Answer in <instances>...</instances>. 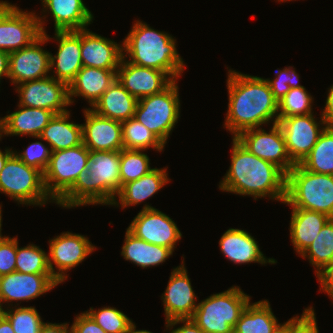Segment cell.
<instances>
[{"instance_id": "9c48e42d", "label": "cell", "mask_w": 333, "mask_h": 333, "mask_svg": "<svg viewBox=\"0 0 333 333\" xmlns=\"http://www.w3.org/2000/svg\"><path fill=\"white\" fill-rule=\"evenodd\" d=\"M46 16L25 12L7 1H0V50L11 53L29 46L41 34ZM43 21V22H42Z\"/></svg>"}, {"instance_id": "83f0119b", "label": "cell", "mask_w": 333, "mask_h": 333, "mask_svg": "<svg viewBox=\"0 0 333 333\" xmlns=\"http://www.w3.org/2000/svg\"><path fill=\"white\" fill-rule=\"evenodd\" d=\"M166 170V168H153L141 178L127 182L117 195L119 202L115 200L112 205L118 207V204H120L122 208H126L131 205H138L152 197L169 182Z\"/></svg>"}, {"instance_id": "8d00e7d4", "label": "cell", "mask_w": 333, "mask_h": 333, "mask_svg": "<svg viewBox=\"0 0 333 333\" xmlns=\"http://www.w3.org/2000/svg\"><path fill=\"white\" fill-rule=\"evenodd\" d=\"M149 157L143 153V150L120 151V179L121 188L127 182L137 180L151 171Z\"/></svg>"}, {"instance_id": "7a4b0ae2", "label": "cell", "mask_w": 333, "mask_h": 333, "mask_svg": "<svg viewBox=\"0 0 333 333\" xmlns=\"http://www.w3.org/2000/svg\"><path fill=\"white\" fill-rule=\"evenodd\" d=\"M231 165L220 181L225 192L253 196L256 200L270 197L282 203L286 197V174L275 164L250 153L232 138Z\"/></svg>"}, {"instance_id": "d6986e66", "label": "cell", "mask_w": 333, "mask_h": 333, "mask_svg": "<svg viewBox=\"0 0 333 333\" xmlns=\"http://www.w3.org/2000/svg\"><path fill=\"white\" fill-rule=\"evenodd\" d=\"M60 284L52 274H24L11 272L0 276V311L3 302L29 301Z\"/></svg>"}, {"instance_id": "6da1fadb", "label": "cell", "mask_w": 333, "mask_h": 333, "mask_svg": "<svg viewBox=\"0 0 333 333\" xmlns=\"http://www.w3.org/2000/svg\"><path fill=\"white\" fill-rule=\"evenodd\" d=\"M229 95L225 128L233 138L241 132L278 122V101L266 79L228 70ZM275 117V119H274ZM274 119V120H273Z\"/></svg>"}, {"instance_id": "7c38bea8", "label": "cell", "mask_w": 333, "mask_h": 333, "mask_svg": "<svg viewBox=\"0 0 333 333\" xmlns=\"http://www.w3.org/2000/svg\"><path fill=\"white\" fill-rule=\"evenodd\" d=\"M320 119V123L317 122L313 113L278 118L277 123L284 135L288 154L295 165L300 164L309 155L327 127L322 116Z\"/></svg>"}, {"instance_id": "603a6c76", "label": "cell", "mask_w": 333, "mask_h": 333, "mask_svg": "<svg viewBox=\"0 0 333 333\" xmlns=\"http://www.w3.org/2000/svg\"><path fill=\"white\" fill-rule=\"evenodd\" d=\"M222 254L235 264L256 262L275 264L273 258H267L260 251L257 241L242 229L229 228L219 240Z\"/></svg>"}, {"instance_id": "e575fe53", "label": "cell", "mask_w": 333, "mask_h": 333, "mask_svg": "<svg viewBox=\"0 0 333 333\" xmlns=\"http://www.w3.org/2000/svg\"><path fill=\"white\" fill-rule=\"evenodd\" d=\"M121 127L124 149L145 151L151 147L163 151L165 145L135 117L122 121Z\"/></svg>"}, {"instance_id": "277c9868", "label": "cell", "mask_w": 333, "mask_h": 333, "mask_svg": "<svg viewBox=\"0 0 333 333\" xmlns=\"http://www.w3.org/2000/svg\"><path fill=\"white\" fill-rule=\"evenodd\" d=\"M175 39L136 20L123 43V56L130 63L166 72L177 80L184 71V61L178 54ZM126 52V53H125Z\"/></svg>"}, {"instance_id": "3957f363", "label": "cell", "mask_w": 333, "mask_h": 333, "mask_svg": "<svg viewBox=\"0 0 333 333\" xmlns=\"http://www.w3.org/2000/svg\"><path fill=\"white\" fill-rule=\"evenodd\" d=\"M120 151L89 150L87 169L56 202L66 208L90 204L112 205L121 191Z\"/></svg>"}, {"instance_id": "7402d4cb", "label": "cell", "mask_w": 333, "mask_h": 333, "mask_svg": "<svg viewBox=\"0 0 333 333\" xmlns=\"http://www.w3.org/2000/svg\"><path fill=\"white\" fill-rule=\"evenodd\" d=\"M81 58L85 67L117 70L123 58V44L81 29Z\"/></svg>"}, {"instance_id": "9a60e30c", "label": "cell", "mask_w": 333, "mask_h": 333, "mask_svg": "<svg viewBox=\"0 0 333 333\" xmlns=\"http://www.w3.org/2000/svg\"><path fill=\"white\" fill-rule=\"evenodd\" d=\"M135 237L151 244L165 246L174 252L182 234L176 223L165 213L150 205H144L127 228Z\"/></svg>"}, {"instance_id": "44dd1931", "label": "cell", "mask_w": 333, "mask_h": 333, "mask_svg": "<svg viewBox=\"0 0 333 333\" xmlns=\"http://www.w3.org/2000/svg\"><path fill=\"white\" fill-rule=\"evenodd\" d=\"M55 40L59 43L56 55L50 56L51 75L58 81L69 84L83 67L81 58V29L78 31H55Z\"/></svg>"}, {"instance_id": "7dc6e473", "label": "cell", "mask_w": 333, "mask_h": 333, "mask_svg": "<svg viewBox=\"0 0 333 333\" xmlns=\"http://www.w3.org/2000/svg\"><path fill=\"white\" fill-rule=\"evenodd\" d=\"M321 288L323 292L333 299V262L318 276Z\"/></svg>"}, {"instance_id": "f546056e", "label": "cell", "mask_w": 333, "mask_h": 333, "mask_svg": "<svg viewBox=\"0 0 333 333\" xmlns=\"http://www.w3.org/2000/svg\"><path fill=\"white\" fill-rule=\"evenodd\" d=\"M19 110L5 117V135H29L38 137L55 115L42 108H30L18 105Z\"/></svg>"}, {"instance_id": "74e56055", "label": "cell", "mask_w": 333, "mask_h": 333, "mask_svg": "<svg viewBox=\"0 0 333 333\" xmlns=\"http://www.w3.org/2000/svg\"><path fill=\"white\" fill-rule=\"evenodd\" d=\"M312 103L313 98L305 87L290 88L278 101V118L311 114Z\"/></svg>"}, {"instance_id": "f907efd6", "label": "cell", "mask_w": 333, "mask_h": 333, "mask_svg": "<svg viewBox=\"0 0 333 333\" xmlns=\"http://www.w3.org/2000/svg\"><path fill=\"white\" fill-rule=\"evenodd\" d=\"M3 76L9 77V53L0 50V80Z\"/></svg>"}, {"instance_id": "4dcf8cb0", "label": "cell", "mask_w": 333, "mask_h": 333, "mask_svg": "<svg viewBox=\"0 0 333 333\" xmlns=\"http://www.w3.org/2000/svg\"><path fill=\"white\" fill-rule=\"evenodd\" d=\"M282 324L272 313L269 301L250 303L241 313L233 333H279Z\"/></svg>"}, {"instance_id": "ab89813d", "label": "cell", "mask_w": 333, "mask_h": 333, "mask_svg": "<svg viewBox=\"0 0 333 333\" xmlns=\"http://www.w3.org/2000/svg\"><path fill=\"white\" fill-rule=\"evenodd\" d=\"M86 312L106 333H125L132 322L127 315L114 307H102L98 310L91 307Z\"/></svg>"}, {"instance_id": "f35d334b", "label": "cell", "mask_w": 333, "mask_h": 333, "mask_svg": "<svg viewBox=\"0 0 333 333\" xmlns=\"http://www.w3.org/2000/svg\"><path fill=\"white\" fill-rule=\"evenodd\" d=\"M7 310L0 312L10 321L15 333H39L45 323L35 307H7Z\"/></svg>"}, {"instance_id": "836d02e7", "label": "cell", "mask_w": 333, "mask_h": 333, "mask_svg": "<svg viewBox=\"0 0 333 333\" xmlns=\"http://www.w3.org/2000/svg\"><path fill=\"white\" fill-rule=\"evenodd\" d=\"M300 165L307 171L333 175V128L324 129L317 143Z\"/></svg>"}, {"instance_id": "30bf717a", "label": "cell", "mask_w": 333, "mask_h": 333, "mask_svg": "<svg viewBox=\"0 0 333 333\" xmlns=\"http://www.w3.org/2000/svg\"><path fill=\"white\" fill-rule=\"evenodd\" d=\"M89 149L82 143L77 147L53 151L43 173L47 194L55 203L74 185L79 174L87 169Z\"/></svg>"}, {"instance_id": "52a82bcc", "label": "cell", "mask_w": 333, "mask_h": 333, "mask_svg": "<svg viewBox=\"0 0 333 333\" xmlns=\"http://www.w3.org/2000/svg\"><path fill=\"white\" fill-rule=\"evenodd\" d=\"M0 192L23 205L43 206L48 200L55 202L45 190L43 173L25 164L14 153L0 171Z\"/></svg>"}, {"instance_id": "f6af8a7d", "label": "cell", "mask_w": 333, "mask_h": 333, "mask_svg": "<svg viewBox=\"0 0 333 333\" xmlns=\"http://www.w3.org/2000/svg\"><path fill=\"white\" fill-rule=\"evenodd\" d=\"M71 328L72 333H106L87 312L76 315Z\"/></svg>"}, {"instance_id": "ac0fdd59", "label": "cell", "mask_w": 333, "mask_h": 333, "mask_svg": "<svg viewBox=\"0 0 333 333\" xmlns=\"http://www.w3.org/2000/svg\"><path fill=\"white\" fill-rule=\"evenodd\" d=\"M173 269L165 292L162 294L165 322L175 319H191L197 308L195 295L187 275L184 260Z\"/></svg>"}, {"instance_id": "2e32d148", "label": "cell", "mask_w": 333, "mask_h": 333, "mask_svg": "<svg viewBox=\"0 0 333 333\" xmlns=\"http://www.w3.org/2000/svg\"><path fill=\"white\" fill-rule=\"evenodd\" d=\"M49 39L51 40L46 33L41 34L29 46L9 53L8 78L15 86L49 76L51 53L41 48Z\"/></svg>"}, {"instance_id": "d4e9b609", "label": "cell", "mask_w": 333, "mask_h": 333, "mask_svg": "<svg viewBox=\"0 0 333 333\" xmlns=\"http://www.w3.org/2000/svg\"><path fill=\"white\" fill-rule=\"evenodd\" d=\"M43 12L50 10L55 31H78L93 22V14L83 0H41ZM45 10V11H44Z\"/></svg>"}, {"instance_id": "b9f144b4", "label": "cell", "mask_w": 333, "mask_h": 333, "mask_svg": "<svg viewBox=\"0 0 333 333\" xmlns=\"http://www.w3.org/2000/svg\"><path fill=\"white\" fill-rule=\"evenodd\" d=\"M276 78L273 80L266 79L273 93V97L279 101L283 98L290 88L304 87L299 82V75L295 72L292 67L277 70Z\"/></svg>"}, {"instance_id": "d6a6232c", "label": "cell", "mask_w": 333, "mask_h": 333, "mask_svg": "<svg viewBox=\"0 0 333 333\" xmlns=\"http://www.w3.org/2000/svg\"><path fill=\"white\" fill-rule=\"evenodd\" d=\"M301 257L317 268V277L333 262V218L322 227L315 240L302 252Z\"/></svg>"}, {"instance_id": "f1b7e54d", "label": "cell", "mask_w": 333, "mask_h": 333, "mask_svg": "<svg viewBox=\"0 0 333 333\" xmlns=\"http://www.w3.org/2000/svg\"><path fill=\"white\" fill-rule=\"evenodd\" d=\"M70 111L55 114L38 138L46 141L51 151L74 148L82 144V125L69 121Z\"/></svg>"}, {"instance_id": "ba28073f", "label": "cell", "mask_w": 333, "mask_h": 333, "mask_svg": "<svg viewBox=\"0 0 333 333\" xmlns=\"http://www.w3.org/2000/svg\"><path fill=\"white\" fill-rule=\"evenodd\" d=\"M177 80L162 92L138 100L134 117L165 145L180 117Z\"/></svg>"}, {"instance_id": "ffe728a7", "label": "cell", "mask_w": 333, "mask_h": 333, "mask_svg": "<svg viewBox=\"0 0 333 333\" xmlns=\"http://www.w3.org/2000/svg\"><path fill=\"white\" fill-rule=\"evenodd\" d=\"M82 142L92 151H121L123 146L121 122L99 116L90 108L84 109Z\"/></svg>"}, {"instance_id": "8fae6325", "label": "cell", "mask_w": 333, "mask_h": 333, "mask_svg": "<svg viewBox=\"0 0 333 333\" xmlns=\"http://www.w3.org/2000/svg\"><path fill=\"white\" fill-rule=\"evenodd\" d=\"M235 139L250 153L271 162L287 174L295 164L288 154L284 135L278 123L267 133L261 127L241 132Z\"/></svg>"}, {"instance_id": "bcb514c9", "label": "cell", "mask_w": 333, "mask_h": 333, "mask_svg": "<svg viewBox=\"0 0 333 333\" xmlns=\"http://www.w3.org/2000/svg\"><path fill=\"white\" fill-rule=\"evenodd\" d=\"M184 323L183 326L178 327L176 329H172L173 326ZM166 327L171 330L169 333H205L200 327H198L192 319H175L169 322H165Z\"/></svg>"}, {"instance_id": "484cf974", "label": "cell", "mask_w": 333, "mask_h": 333, "mask_svg": "<svg viewBox=\"0 0 333 333\" xmlns=\"http://www.w3.org/2000/svg\"><path fill=\"white\" fill-rule=\"evenodd\" d=\"M137 103L138 100L116 80L90 109L99 116L122 122L134 117Z\"/></svg>"}, {"instance_id": "c3c4849f", "label": "cell", "mask_w": 333, "mask_h": 333, "mask_svg": "<svg viewBox=\"0 0 333 333\" xmlns=\"http://www.w3.org/2000/svg\"><path fill=\"white\" fill-rule=\"evenodd\" d=\"M322 118L328 128H333V85L330 86Z\"/></svg>"}, {"instance_id": "11a10c76", "label": "cell", "mask_w": 333, "mask_h": 333, "mask_svg": "<svg viewBox=\"0 0 333 333\" xmlns=\"http://www.w3.org/2000/svg\"><path fill=\"white\" fill-rule=\"evenodd\" d=\"M3 134L5 135V117L0 118V139Z\"/></svg>"}, {"instance_id": "8992f818", "label": "cell", "mask_w": 333, "mask_h": 333, "mask_svg": "<svg viewBox=\"0 0 333 333\" xmlns=\"http://www.w3.org/2000/svg\"><path fill=\"white\" fill-rule=\"evenodd\" d=\"M249 302L250 296L239 286H232L199 302L191 319L205 333H233Z\"/></svg>"}, {"instance_id": "db71d44e", "label": "cell", "mask_w": 333, "mask_h": 333, "mask_svg": "<svg viewBox=\"0 0 333 333\" xmlns=\"http://www.w3.org/2000/svg\"><path fill=\"white\" fill-rule=\"evenodd\" d=\"M125 333H153V332L147 330H136V325L134 324V322H131Z\"/></svg>"}, {"instance_id": "7bdbcfd3", "label": "cell", "mask_w": 333, "mask_h": 333, "mask_svg": "<svg viewBox=\"0 0 333 333\" xmlns=\"http://www.w3.org/2000/svg\"><path fill=\"white\" fill-rule=\"evenodd\" d=\"M314 308H305L302 315H296L292 317L284 324H282L281 330L284 333H319L314 313Z\"/></svg>"}, {"instance_id": "d590c367", "label": "cell", "mask_w": 333, "mask_h": 333, "mask_svg": "<svg viewBox=\"0 0 333 333\" xmlns=\"http://www.w3.org/2000/svg\"><path fill=\"white\" fill-rule=\"evenodd\" d=\"M16 271L24 274H51L48 254L39 246L19 247L17 239Z\"/></svg>"}, {"instance_id": "816d5d0a", "label": "cell", "mask_w": 333, "mask_h": 333, "mask_svg": "<svg viewBox=\"0 0 333 333\" xmlns=\"http://www.w3.org/2000/svg\"><path fill=\"white\" fill-rule=\"evenodd\" d=\"M0 333H15L10 321L0 312Z\"/></svg>"}, {"instance_id": "4316f807", "label": "cell", "mask_w": 333, "mask_h": 333, "mask_svg": "<svg viewBox=\"0 0 333 333\" xmlns=\"http://www.w3.org/2000/svg\"><path fill=\"white\" fill-rule=\"evenodd\" d=\"M330 217L324 213L292 208L290 238L298 254L315 240L316 236Z\"/></svg>"}, {"instance_id": "681fc988", "label": "cell", "mask_w": 333, "mask_h": 333, "mask_svg": "<svg viewBox=\"0 0 333 333\" xmlns=\"http://www.w3.org/2000/svg\"><path fill=\"white\" fill-rule=\"evenodd\" d=\"M39 333H72V328L67 323H44Z\"/></svg>"}, {"instance_id": "4fadbf2b", "label": "cell", "mask_w": 333, "mask_h": 333, "mask_svg": "<svg viewBox=\"0 0 333 333\" xmlns=\"http://www.w3.org/2000/svg\"><path fill=\"white\" fill-rule=\"evenodd\" d=\"M95 246L88 237L71 232H63L49 241L48 265L52 276L62 283L68 270L78 266L89 256ZM55 265L57 271H55ZM65 272V273H64Z\"/></svg>"}, {"instance_id": "cb8c5ba5", "label": "cell", "mask_w": 333, "mask_h": 333, "mask_svg": "<svg viewBox=\"0 0 333 333\" xmlns=\"http://www.w3.org/2000/svg\"><path fill=\"white\" fill-rule=\"evenodd\" d=\"M116 80L117 70L83 66L68 86L70 104L74 103L73 97L82 96L93 107Z\"/></svg>"}, {"instance_id": "1f68e13d", "label": "cell", "mask_w": 333, "mask_h": 333, "mask_svg": "<svg viewBox=\"0 0 333 333\" xmlns=\"http://www.w3.org/2000/svg\"><path fill=\"white\" fill-rule=\"evenodd\" d=\"M121 255L125 260L142 268H147L165 262L173 255V251L165 246H158L139 239L126 230Z\"/></svg>"}, {"instance_id": "ee69618b", "label": "cell", "mask_w": 333, "mask_h": 333, "mask_svg": "<svg viewBox=\"0 0 333 333\" xmlns=\"http://www.w3.org/2000/svg\"><path fill=\"white\" fill-rule=\"evenodd\" d=\"M17 238H0V276L16 271Z\"/></svg>"}, {"instance_id": "9f6ffc18", "label": "cell", "mask_w": 333, "mask_h": 333, "mask_svg": "<svg viewBox=\"0 0 333 333\" xmlns=\"http://www.w3.org/2000/svg\"><path fill=\"white\" fill-rule=\"evenodd\" d=\"M1 207H2V206L0 205V238L2 237V235H1V234H2V233H1V230H2V229H1V227H2V210H1V209H2V208H1Z\"/></svg>"}, {"instance_id": "e0dca14e", "label": "cell", "mask_w": 333, "mask_h": 333, "mask_svg": "<svg viewBox=\"0 0 333 333\" xmlns=\"http://www.w3.org/2000/svg\"><path fill=\"white\" fill-rule=\"evenodd\" d=\"M126 58L123 56L117 69V81L137 100L162 92L174 81L166 72L135 65Z\"/></svg>"}, {"instance_id": "5bb4252c", "label": "cell", "mask_w": 333, "mask_h": 333, "mask_svg": "<svg viewBox=\"0 0 333 333\" xmlns=\"http://www.w3.org/2000/svg\"><path fill=\"white\" fill-rule=\"evenodd\" d=\"M19 94V104L30 108H42L55 114L68 112L70 106L68 85L48 76L27 81L15 86Z\"/></svg>"}, {"instance_id": "5b68a950", "label": "cell", "mask_w": 333, "mask_h": 333, "mask_svg": "<svg viewBox=\"0 0 333 333\" xmlns=\"http://www.w3.org/2000/svg\"><path fill=\"white\" fill-rule=\"evenodd\" d=\"M283 203L333 218V175L314 173L300 164L295 165L286 174V197Z\"/></svg>"}, {"instance_id": "60d3db41", "label": "cell", "mask_w": 333, "mask_h": 333, "mask_svg": "<svg viewBox=\"0 0 333 333\" xmlns=\"http://www.w3.org/2000/svg\"><path fill=\"white\" fill-rule=\"evenodd\" d=\"M14 154L28 166L44 173L48 167L52 151L50 147L48 148L42 142L36 141L32 142L25 151L21 153L14 151Z\"/></svg>"}, {"instance_id": "f5cc1de1", "label": "cell", "mask_w": 333, "mask_h": 333, "mask_svg": "<svg viewBox=\"0 0 333 333\" xmlns=\"http://www.w3.org/2000/svg\"><path fill=\"white\" fill-rule=\"evenodd\" d=\"M14 153L11 149H5V152L0 150V171L4 168L7 159Z\"/></svg>"}]
</instances>
